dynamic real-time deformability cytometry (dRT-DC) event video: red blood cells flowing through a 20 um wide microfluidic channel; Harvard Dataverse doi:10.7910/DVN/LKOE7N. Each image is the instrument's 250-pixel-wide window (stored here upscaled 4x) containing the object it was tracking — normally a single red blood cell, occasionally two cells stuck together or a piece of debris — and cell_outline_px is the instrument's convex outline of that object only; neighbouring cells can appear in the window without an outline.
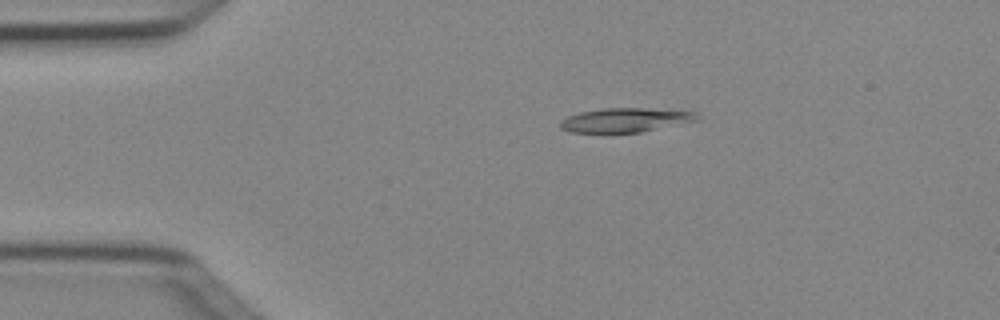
{"species": "Egyptian fruit bat (a non-hibernating species)", "species_latin": "Rousettus aegyptiacus", "temperature_condition": "cold", "stored_images_in_passage": 3, "camera_frame_rate_fps": 3000, "um_per_image_px": 0.085, "animal": {"sex": "female"}, "frame": {"image": 1, "passage_image": 2, "time_ms": 0.333, "image_size_px": [1000, 320], "cell_outline_px": [[700, 120], [640, 132], [604, 136], [572, 132], [560, 128], [560, 120], [568, 116], [580, 112], [604, 108], [644, 108], [696, 112]], "centroid_in_image_um": [53.07, 10.25], "position_along_channel_um": 31.9, "area_um2": 20.06}}
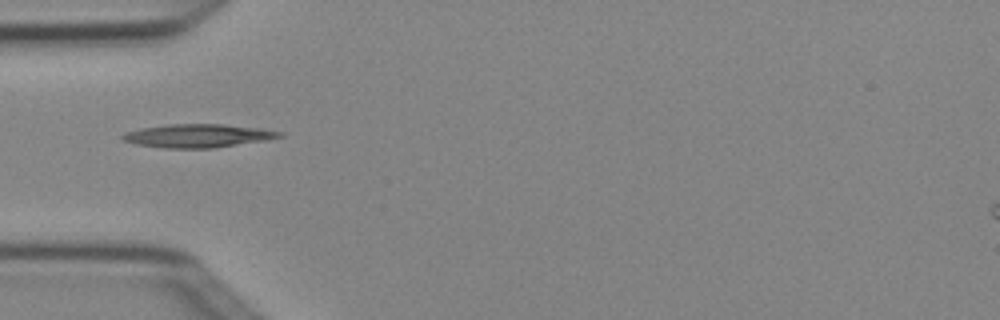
{"frame": {"image": 2, "passage_image": 3, "time_ms": 0.667, "image_size_px": [1000, 320], "cell_outline_px": [[284, 136], [264, 140], [216, 148], [164, 148], [136, 144], [124, 140], [120, 136], [124, 132], [140, 128], [168, 124], [224, 124], [260, 128], [284, 132]], "centroid_in_image_um": [16.82, 11.53], "position_along_channel_um": 68.2, "area_um2": 21.44}}